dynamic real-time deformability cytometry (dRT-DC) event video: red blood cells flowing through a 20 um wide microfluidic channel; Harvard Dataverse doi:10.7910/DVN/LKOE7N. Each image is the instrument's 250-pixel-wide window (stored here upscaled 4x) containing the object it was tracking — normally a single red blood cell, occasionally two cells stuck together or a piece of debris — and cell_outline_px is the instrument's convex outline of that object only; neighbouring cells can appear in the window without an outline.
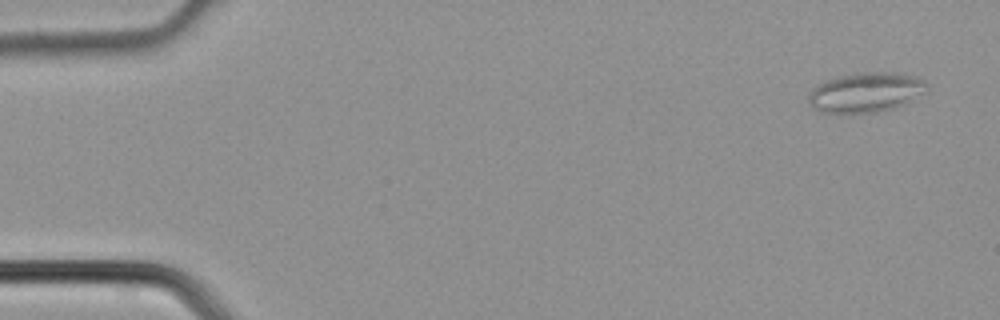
{"species": "common noctule bat (a hibernating species)", "species_latin": "Nyctalus noctula", "temperature_condition": "cold", "stored_images_in_passage": 7, "camera_frame_rate_fps": 3000, "um_per_image_px": 0.085, "animal": {"sex": "male", "body_mass_g": 21.5, "forearm_length_mm": 52.0}, "frame": {"image": 1, "passage_image": 1, "time_ms": 0.0, "image_size_px": [1000, 320], "cell_outline_px": [[928, 88], [924, 92], [892, 108], [876, 112], [852, 116], [848, 116], [820, 112], [808, 100], [808, 96], [812, 88], [828, 80], [840, 76], [860, 72], [896, 72], [916, 76], [924, 80], [928, 84]], "centroid_in_image_um": [73.56, 7.88], "position_along_channel_um": 11.4, "area_um2": 27.69}}